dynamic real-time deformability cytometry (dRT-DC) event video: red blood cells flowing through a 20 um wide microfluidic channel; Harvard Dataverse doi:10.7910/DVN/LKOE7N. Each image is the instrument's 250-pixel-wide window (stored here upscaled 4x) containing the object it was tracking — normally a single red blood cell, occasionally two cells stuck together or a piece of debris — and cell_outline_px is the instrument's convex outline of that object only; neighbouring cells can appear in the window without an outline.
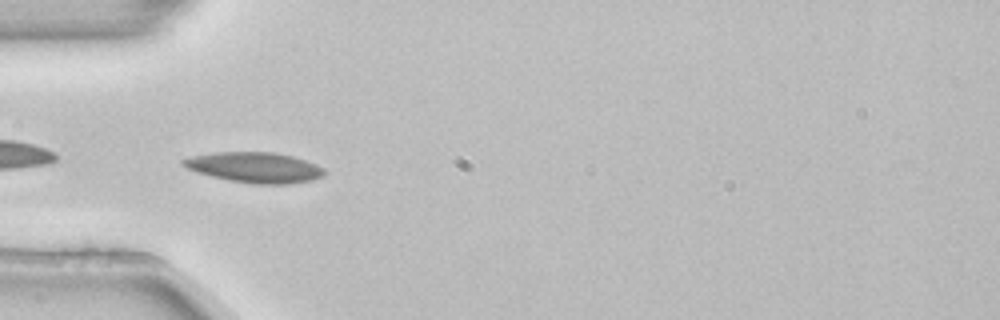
{"species": "common noctule bat (a hibernating species)", "species_latin": "Nyctalus noctula", "temperature_condition": "room temperature", "stored_images_in_passage": 6, "camera_frame_rate_fps": 3000, "um_per_image_px": 0.085, "animal": {"sex": "female", "body_mass_g": 22.7, "forearm_length_mm": 54.2}, "frame": {"image": 1, "passage_image": 5, "time_ms": 1.333, "image_size_px": [1000, 320], "cell_outline_px": [[324, 176], [312, 180], [288, 184], [256, 184], [228, 180], [196, 172], [180, 164], [180, 160], [192, 156], [212, 152], [272, 152], [292, 156], [316, 164], [324, 168]], "centroid_in_image_um": [21.63, 14.23], "position_along_channel_um": 63.4, "area_um2": 25.03}}